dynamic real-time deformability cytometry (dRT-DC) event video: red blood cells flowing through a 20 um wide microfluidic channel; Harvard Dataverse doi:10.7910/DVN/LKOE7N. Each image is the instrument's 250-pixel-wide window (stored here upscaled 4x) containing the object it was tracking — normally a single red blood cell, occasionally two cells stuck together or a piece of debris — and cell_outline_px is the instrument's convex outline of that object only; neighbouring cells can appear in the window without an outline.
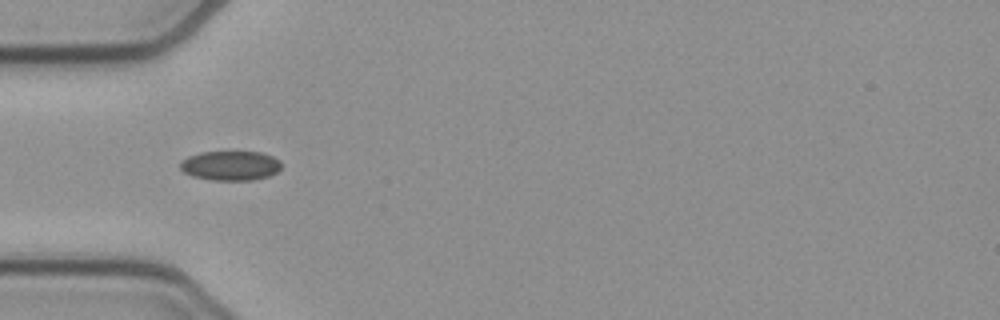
{"species": "common noctule bat (a hibernating species)", "species_latin": "Nyctalus noctula", "temperature_condition": "cold", "stored_images_in_passage": 37, "camera_frame_rate_fps": 3000, "um_per_image_px": 0.085, "animal": {"sex": "female", "body_mass_g": 21.9}, "frame": {"image": 1, "passage_image": 1, "time_ms": 0.0, "image_size_px": [1000, 320], "cell_outline_px": [[280, 168], [276, 172], [268, 176], [252, 180], [212, 180], [192, 176], [184, 172], [180, 168], [180, 160], [188, 156], [200, 152], [264, 152], [280, 160]], "centroid_in_image_um": [19.57, 14.07], "position_along_channel_um": 65.4, "area_um2": 17.46}}
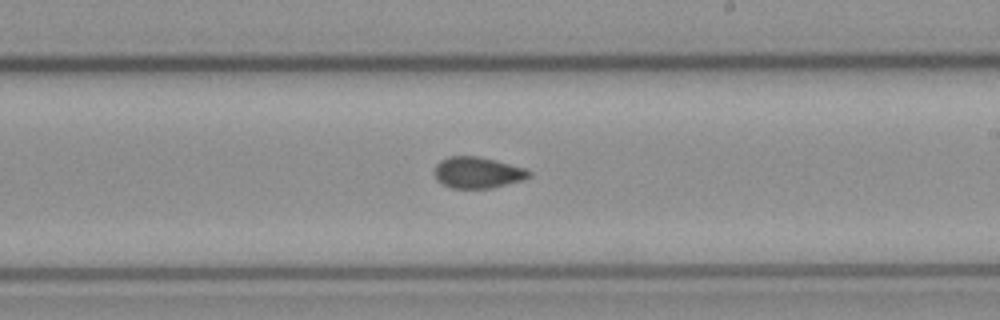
{"frame": {"image": 2, "passage_image": 15, "time_ms": 4.667, "image_size_px": [1000, 320], "cell_outline_px": [[532, 176], [520, 180], [492, 188], [452, 188], [440, 184], [436, 180], [432, 172], [436, 164], [440, 160], [448, 156], [480, 156], [496, 160], [524, 168], [532, 172]], "centroid_in_image_um": [40.53, 14.66], "position_along_channel_um": 248.5, "area_um2": 17.46}}
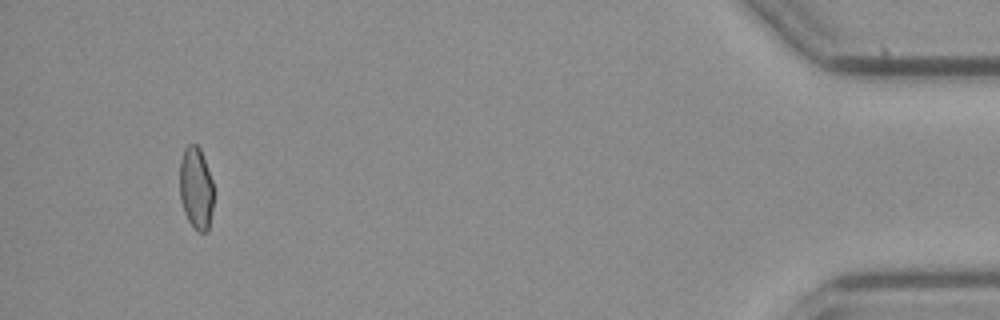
{"frame": {"image": 3, "passage_image": 34, "time_ms": 11.0, "image_size_px": [1000, 320], "cell_outline_px": [[212, 208], [208, 232], [200, 232], [188, 220], [184, 212], [180, 200], [180, 160], [184, 148], [188, 144], [196, 144], [200, 148], [212, 180]], "centroid_in_image_um": [16.64, 15.97], "position_along_channel_um": 418.6, "area_um2": 16.13}}